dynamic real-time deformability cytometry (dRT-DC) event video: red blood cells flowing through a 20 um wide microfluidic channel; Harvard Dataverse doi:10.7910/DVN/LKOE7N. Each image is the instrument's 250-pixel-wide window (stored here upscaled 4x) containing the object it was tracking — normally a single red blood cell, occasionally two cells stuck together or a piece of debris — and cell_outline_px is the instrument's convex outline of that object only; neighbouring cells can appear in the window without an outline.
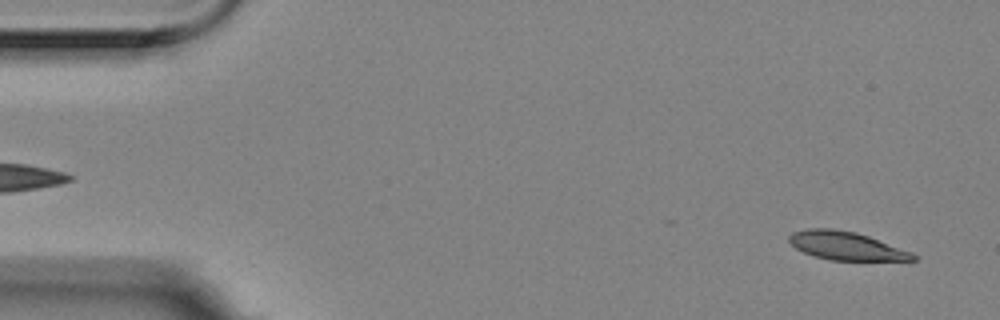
{"species": "Egyptian fruit bat (a non-hibernating species)", "species_latin": "Rousettus aegyptiacus", "temperature_condition": "room temperature", "stored_images_in_passage": 5, "camera_frame_rate_fps": 3000, "um_per_image_px": 0.085, "animal": {"sex": "female"}, "frame": {"image": 1, "passage_image": 5, "time_ms": 1.333, "image_size_px": [1000, 320], "cell_outline_px": [[916, 260], [828, 260], [804, 252], [796, 248], [788, 240], [788, 236], [792, 232], [808, 228], [832, 228], [856, 232], [868, 236], [912, 252], [916, 256]], "centroid_in_image_um": [71.89, 20.88], "position_along_channel_um": 13.1, "area_um2": 20.29}}